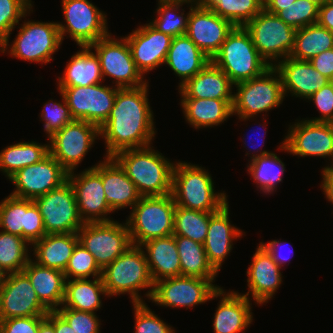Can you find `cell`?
<instances>
[{
	"instance_id": "obj_1",
	"label": "cell",
	"mask_w": 333,
	"mask_h": 333,
	"mask_svg": "<svg viewBox=\"0 0 333 333\" xmlns=\"http://www.w3.org/2000/svg\"><path fill=\"white\" fill-rule=\"evenodd\" d=\"M148 84L117 91L108 119L99 129L100 137L105 139V157H113L122 150L152 144L156 128L147 94Z\"/></svg>"
},
{
	"instance_id": "obj_2",
	"label": "cell",
	"mask_w": 333,
	"mask_h": 333,
	"mask_svg": "<svg viewBox=\"0 0 333 333\" xmlns=\"http://www.w3.org/2000/svg\"><path fill=\"white\" fill-rule=\"evenodd\" d=\"M113 158L125 170L142 197L171 194L175 163L153 146L122 150Z\"/></svg>"
},
{
	"instance_id": "obj_3",
	"label": "cell",
	"mask_w": 333,
	"mask_h": 333,
	"mask_svg": "<svg viewBox=\"0 0 333 333\" xmlns=\"http://www.w3.org/2000/svg\"><path fill=\"white\" fill-rule=\"evenodd\" d=\"M214 189L211 174L204 167L183 161L174 165L171 194L177 206L215 213L228 203V196Z\"/></svg>"
},
{
	"instance_id": "obj_4",
	"label": "cell",
	"mask_w": 333,
	"mask_h": 333,
	"mask_svg": "<svg viewBox=\"0 0 333 333\" xmlns=\"http://www.w3.org/2000/svg\"><path fill=\"white\" fill-rule=\"evenodd\" d=\"M101 277L108 297L128 293L132 304L143 303L139 290L149 288L145 297L151 299L154 283L140 246L132 245L102 270Z\"/></svg>"
},
{
	"instance_id": "obj_5",
	"label": "cell",
	"mask_w": 333,
	"mask_h": 333,
	"mask_svg": "<svg viewBox=\"0 0 333 333\" xmlns=\"http://www.w3.org/2000/svg\"><path fill=\"white\" fill-rule=\"evenodd\" d=\"M211 61L234 85L258 77L271 67L259 54L244 27H234Z\"/></svg>"
},
{
	"instance_id": "obj_6",
	"label": "cell",
	"mask_w": 333,
	"mask_h": 333,
	"mask_svg": "<svg viewBox=\"0 0 333 333\" xmlns=\"http://www.w3.org/2000/svg\"><path fill=\"white\" fill-rule=\"evenodd\" d=\"M175 207L172 194L141 197L126 220L132 245L173 235Z\"/></svg>"
},
{
	"instance_id": "obj_7",
	"label": "cell",
	"mask_w": 333,
	"mask_h": 333,
	"mask_svg": "<svg viewBox=\"0 0 333 333\" xmlns=\"http://www.w3.org/2000/svg\"><path fill=\"white\" fill-rule=\"evenodd\" d=\"M235 87L232 114L243 121L279 107L285 99L282 78L274 66L258 77L235 84Z\"/></svg>"
},
{
	"instance_id": "obj_8",
	"label": "cell",
	"mask_w": 333,
	"mask_h": 333,
	"mask_svg": "<svg viewBox=\"0 0 333 333\" xmlns=\"http://www.w3.org/2000/svg\"><path fill=\"white\" fill-rule=\"evenodd\" d=\"M13 44H0V52L8 53L14 58L42 64H48L54 58L62 44L57 22L24 21ZM6 51V52H5Z\"/></svg>"
},
{
	"instance_id": "obj_9",
	"label": "cell",
	"mask_w": 333,
	"mask_h": 333,
	"mask_svg": "<svg viewBox=\"0 0 333 333\" xmlns=\"http://www.w3.org/2000/svg\"><path fill=\"white\" fill-rule=\"evenodd\" d=\"M243 27L259 54L270 66H275L278 61L290 56L296 29L284 23L278 16L263 9Z\"/></svg>"
},
{
	"instance_id": "obj_10",
	"label": "cell",
	"mask_w": 333,
	"mask_h": 333,
	"mask_svg": "<svg viewBox=\"0 0 333 333\" xmlns=\"http://www.w3.org/2000/svg\"><path fill=\"white\" fill-rule=\"evenodd\" d=\"M111 37L109 33L89 46L99 57L103 80L105 76L113 78L115 87L120 89L137 88L147 84L148 80L144 79L136 67L126 38Z\"/></svg>"
},
{
	"instance_id": "obj_11",
	"label": "cell",
	"mask_w": 333,
	"mask_h": 333,
	"mask_svg": "<svg viewBox=\"0 0 333 333\" xmlns=\"http://www.w3.org/2000/svg\"><path fill=\"white\" fill-rule=\"evenodd\" d=\"M62 12L66 25L57 22L63 41L69 34L78 46L86 47L106 37L107 16L89 0H62Z\"/></svg>"
},
{
	"instance_id": "obj_12",
	"label": "cell",
	"mask_w": 333,
	"mask_h": 333,
	"mask_svg": "<svg viewBox=\"0 0 333 333\" xmlns=\"http://www.w3.org/2000/svg\"><path fill=\"white\" fill-rule=\"evenodd\" d=\"M77 235L102 270L132 246L126 222L84 223Z\"/></svg>"
},
{
	"instance_id": "obj_13",
	"label": "cell",
	"mask_w": 333,
	"mask_h": 333,
	"mask_svg": "<svg viewBox=\"0 0 333 333\" xmlns=\"http://www.w3.org/2000/svg\"><path fill=\"white\" fill-rule=\"evenodd\" d=\"M33 202L41 213L46 234L77 233L84 225L69 180L47 194L33 199Z\"/></svg>"
},
{
	"instance_id": "obj_14",
	"label": "cell",
	"mask_w": 333,
	"mask_h": 333,
	"mask_svg": "<svg viewBox=\"0 0 333 333\" xmlns=\"http://www.w3.org/2000/svg\"><path fill=\"white\" fill-rule=\"evenodd\" d=\"M215 280L198 277L177 276L154 283L151 301L159 306L186 309L217 299L218 289Z\"/></svg>"
},
{
	"instance_id": "obj_15",
	"label": "cell",
	"mask_w": 333,
	"mask_h": 333,
	"mask_svg": "<svg viewBox=\"0 0 333 333\" xmlns=\"http://www.w3.org/2000/svg\"><path fill=\"white\" fill-rule=\"evenodd\" d=\"M99 136L96 125L83 120H73L48 138L49 153L68 173L73 172Z\"/></svg>"
},
{
	"instance_id": "obj_16",
	"label": "cell",
	"mask_w": 333,
	"mask_h": 333,
	"mask_svg": "<svg viewBox=\"0 0 333 333\" xmlns=\"http://www.w3.org/2000/svg\"><path fill=\"white\" fill-rule=\"evenodd\" d=\"M102 84L57 87L62 91L74 120L87 121L99 129L107 121L120 88Z\"/></svg>"
},
{
	"instance_id": "obj_17",
	"label": "cell",
	"mask_w": 333,
	"mask_h": 333,
	"mask_svg": "<svg viewBox=\"0 0 333 333\" xmlns=\"http://www.w3.org/2000/svg\"><path fill=\"white\" fill-rule=\"evenodd\" d=\"M278 149L299 157H332L333 162V123L298 120L289 127ZM331 164L325 168L333 167Z\"/></svg>"
},
{
	"instance_id": "obj_18",
	"label": "cell",
	"mask_w": 333,
	"mask_h": 333,
	"mask_svg": "<svg viewBox=\"0 0 333 333\" xmlns=\"http://www.w3.org/2000/svg\"><path fill=\"white\" fill-rule=\"evenodd\" d=\"M9 180L16 187L11 195L33 200L60 187L68 180V172L49 153L41 161L18 170Z\"/></svg>"
},
{
	"instance_id": "obj_19",
	"label": "cell",
	"mask_w": 333,
	"mask_h": 333,
	"mask_svg": "<svg viewBox=\"0 0 333 333\" xmlns=\"http://www.w3.org/2000/svg\"><path fill=\"white\" fill-rule=\"evenodd\" d=\"M48 312L49 310L40 302L29 278L23 272L5 275L0 285V320L46 316Z\"/></svg>"
},
{
	"instance_id": "obj_20",
	"label": "cell",
	"mask_w": 333,
	"mask_h": 333,
	"mask_svg": "<svg viewBox=\"0 0 333 333\" xmlns=\"http://www.w3.org/2000/svg\"><path fill=\"white\" fill-rule=\"evenodd\" d=\"M189 10L185 34L212 59L235 26L203 3L190 4Z\"/></svg>"
},
{
	"instance_id": "obj_21",
	"label": "cell",
	"mask_w": 333,
	"mask_h": 333,
	"mask_svg": "<svg viewBox=\"0 0 333 333\" xmlns=\"http://www.w3.org/2000/svg\"><path fill=\"white\" fill-rule=\"evenodd\" d=\"M0 228L22 236L31 246L46 235L41 213L33 200L11 194L0 202Z\"/></svg>"
},
{
	"instance_id": "obj_22",
	"label": "cell",
	"mask_w": 333,
	"mask_h": 333,
	"mask_svg": "<svg viewBox=\"0 0 333 333\" xmlns=\"http://www.w3.org/2000/svg\"><path fill=\"white\" fill-rule=\"evenodd\" d=\"M68 173V180L75 192L78 212L84 223L110 222L107 214L112 213L103 188L101 176L92 168L79 174Z\"/></svg>"
},
{
	"instance_id": "obj_23",
	"label": "cell",
	"mask_w": 333,
	"mask_h": 333,
	"mask_svg": "<svg viewBox=\"0 0 333 333\" xmlns=\"http://www.w3.org/2000/svg\"><path fill=\"white\" fill-rule=\"evenodd\" d=\"M125 38L137 69L145 75L165 63L173 37L157 31L148 23L140 25Z\"/></svg>"
},
{
	"instance_id": "obj_24",
	"label": "cell",
	"mask_w": 333,
	"mask_h": 333,
	"mask_svg": "<svg viewBox=\"0 0 333 333\" xmlns=\"http://www.w3.org/2000/svg\"><path fill=\"white\" fill-rule=\"evenodd\" d=\"M281 269L283 268L273 260L271 254L260 243L246 271L249 290L242 295L248 299L251 295L258 305L268 303L283 282Z\"/></svg>"
},
{
	"instance_id": "obj_25",
	"label": "cell",
	"mask_w": 333,
	"mask_h": 333,
	"mask_svg": "<svg viewBox=\"0 0 333 333\" xmlns=\"http://www.w3.org/2000/svg\"><path fill=\"white\" fill-rule=\"evenodd\" d=\"M103 160L92 168L102 178L106 201L110 209L113 212L128 206L132 209L142 197L136 185L113 157H104Z\"/></svg>"
},
{
	"instance_id": "obj_26",
	"label": "cell",
	"mask_w": 333,
	"mask_h": 333,
	"mask_svg": "<svg viewBox=\"0 0 333 333\" xmlns=\"http://www.w3.org/2000/svg\"><path fill=\"white\" fill-rule=\"evenodd\" d=\"M281 75L284 96L306 100L331 81L317 71L309 61L287 57L274 66Z\"/></svg>"
},
{
	"instance_id": "obj_27",
	"label": "cell",
	"mask_w": 333,
	"mask_h": 333,
	"mask_svg": "<svg viewBox=\"0 0 333 333\" xmlns=\"http://www.w3.org/2000/svg\"><path fill=\"white\" fill-rule=\"evenodd\" d=\"M229 214L227 203L210 216L207 236L203 243L207 259L217 272L233 249V241L245 233L230 223Z\"/></svg>"
},
{
	"instance_id": "obj_28",
	"label": "cell",
	"mask_w": 333,
	"mask_h": 333,
	"mask_svg": "<svg viewBox=\"0 0 333 333\" xmlns=\"http://www.w3.org/2000/svg\"><path fill=\"white\" fill-rule=\"evenodd\" d=\"M219 305L214 313V333H240L253 322L252 303L241 293L218 289Z\"/></svg>"
},
{
	"instance_id": "obj_29",
	"label": "cell",
	"mask_w": 333,
	"mask_h": 333,
	"mask_svg": "<svg viewBox=\"0 0 333 333\" xmlns=\"http://www.w3.org/2000/svg\"><path fill=\"white\" fill-rule=\"evenodd\" d=\"M234 84L210 61L199 73L179 87L181 98L233 99Z\"/></svg>"
},
{
	"instance_id": "obj_30",
	"label": "cell",
	"mask_w": 333,
	"mask_h": 333,
	"mask_svg": "<svg viewBox=\"0 0 333 333\" xmlns=\"http://www.w3.org/2000/svg\"><path fill=\"white\" fill-rule=\"evenodd\" d=\"M22 272L49 311H56L62 306L66 281L63 271L41 266L31 258Z\"/></svg>"
},
{
	"instance_id": "obj_31",
	"label": "cell",
	"mask_w": 333,
	"mask_h": 333,
	"mask_svg": "<svg viewBox=\"0 0 333 333\" xmlns=\"http://www.w3.org/2000/svg\"><path fill=\"white\" fill-rule=\"evenodd\" d=\"M210 61L211 59L184 34L172 38L164 64L168 65L181 79L178 86L180 87L199 73Z\"/></svg>"
},
{
	"instance_id": "obj_32",
	"label": "cell",
	"mask_w": 333,
	"mask_h": 333,
	"mask_svg": "<svg viewBox=\"0 0 333 333\" xmlns=\"http://www.w3.org/2000/svg\"><path fill=\"white\" fill-rule=\"evenodd\" d=\"M153 283L171 277L181 276L180 257L174 234L143 243Z\"/></svg>"
},
{
	"instance_id": "obj_33",
	"label": "cell",
	"mask_w": 333,
	"mask_h": 333,
	"mask_svg": "<svg viewBox=\"0 0 333 333\" xmlns=\"http://www.w3.org/2000/svg\"><path fill=\"white\" fill-rule=\"evenodd\" d=\"M180 103L186 122L195 129L218 126L233 116V99L181 98Z\"/></svg>"
},
{
	"instance_id": "obj_34",
	"label": "cell",
	"mask_w": 333,
	"mask_h": 333,
	"mask_svg": "<svg viewBox=\"0 0 333 333\" xmlns=\"http://www.w3.org/2000/svg\"><path fill=\"white\" fill-rule=\"evenodd\" d=\"M78 242L77 233L46 234L32 245L34 261L64 272Z\"/></svg>"
},
{
	"instance_id": "obj_35",
	"label": "cell",
	"mask_w": 333,
	"mask_h": 333,
	"mask_svg": "<svg viewBox=\"0 0 333 333\" xmlns=\"http://www.w3.org/2000/svg\"><path fill=\"white\" fill-rule=\"evenodd\" d=\"M80 49L67 62L63 76L58 77V87H83L104 81L99 57L89 46Z\"/></svg>"
},
{
	"instance_id": "obj_36",
	"label": "cell",
	"mask_w": 333,
	"mask_h": 333,
	"mask_svg": "<svg viewBox=\"0 0 333 333\" xmlns=\"http://www.w3.org/2000/svg\"><path fill=\"white\" fill-rule=\"evenodd\" d=\"M101 295L108 296L102 277L66 280L60 308L96 313L102 307Z\"/></svg>"
},
{
	"instance_id": "obj_37",
	"label": "cell",
	"mask_w": 333,
	"mask_h": 333,
	"mask_svg": "<svg viewBox=\"0 0 333 333\" xmlns=\"http://www.w3.org/2000/svg\"><path fill=\"white\" fill-rule=\"evenodd\" d=\"M180 257L181 276L215 280L218 272L207 259L203 244L184 236H174Z\"/></svg>"
},
{
	"instance_id": "obj_38",
	"label": "cell",
	"mask_w": 333,
	"mask_h": 333,
	"mask_svg": "<svg viewBox=\"0 0 333 333\" xmlns=\"http://www.w3.org/2000/svg\"><path fill=\"white\" fill-rule=\"evenodd\" d=\"M48 154L49 144L18 142L0 152V170L9 179L18 170L41 161Z\"/></svg>"
},
{
	"instance_id": "obj_39",
	"label": "cell",
	"mask_w": 333,
	"mask_h": 333,
	"mask_svg": "<svg viewBox=\"0 0 333 333\" xmlns=\"http://www.w3.org/2000/svg\"><path fill=\"white\" fill-rule=\"evenodd\" d=\"M333 48V32L318 23L296 30L291 58L309 61L323 51Z\"/></svg>"
},
{
	"instance_id": "obj_40",
	"label": "cell",
	"mask_w": 333,
	"mask_h": 333,
	"mask_svg": "<svg viewBox=\"0 0 333 333\" xmlns=\"http://www.w3.org/2000/svg\"><path fill=\"white\" fill-rule=\"evenodd\" d=\"M247 172L253 177V181L264 194H273L278 184L283 179L285 164L272 152L262 155L248 162ZM275 189V190H274Z\"/></svg>"
},
{
	"instance_id": "obj_41",
	"label": "cell",
	"mask_w": 333,
	"mask_h": 333,
	"mask_svg": "<svg viewBox=\"0 0 333 333\" xmlns=\"http://www.w3.org/2000/svg\"><path fill=\"white\" fill-rule=\"evenodd\" d=\"M202 3L235 27H243L264 9V0H203Z\"/></svg>"
},
{
	"instance_id": "obj_42",
	"label": "cell",
	"mask_w": 333,
	"mask_h": 333,
	"mask_svg": "<svg viewBox=\"0 0 333 333\" xmlns=\"http://www.w3.org/2000/svg\"><path fill=\"white\" fill-rule=\"evenodd\" d=\"M27 243L22 236L0 231V269L5 275L26 267L31 259Z\"/></svg>"
},
{
	"instance_id": "obj_43",
	"label": "cell",
	"mask_w": 333,
	"mask_h": 333,
	"mask_svg": "<svg viewBox=\"0 0 333 333\" xmlns=\"http://www.w3.org/2000/svg\"><path fill=\"white\" fill-rule=\"evenodd\" d=\"M213 213L187 209L176 205L174 213V236H184L203 244L207 236L210 216Z\"/></svg>"
},
{
	"instance_id": "obj_44",
	"label": "cell",
	"mask_w": 333,
	"mask_h": 333,
	"mask_svg": "<svg viewBox=\"0 0 333 333\" xmlns=\"http://www.w3.org/2000/svg\"><path fill=\"white\" fill-rule=\"evenodd\" d=\"M183 4L181 2L158 1L156 12L158 17L150 21L149 24L157 31L173 38L184 35L187 30L189 12L185 15L184 9H182L183 12L180 11Z\"/></svg>"
},
{
	"instance_id": "obj_45",
	"label": "cell",
	"mask_w": 333,
	"mask_h": 333,
	"mask_svg": "<svg viewBox=\"0 0 333 333\" xmlns=\"http://www.w3.org/2000/svg\"><path fill=\"white\" fill-rule=\"evenodd\" d=\"M31 3L32 0H0V44L9 43L15 26L33 11Z\"/></svg>"
},
{
	"instance_id": "obj_46",
	"label": "cell",
	"mask_w": 333,
	"mask_h": 333,
	"mask_svg": "<svg viewBox=\"0 0 333 333\" xmlns=\"http://www.w3.org/2000/svg\"><path fill=\"white\" fill-rule=\"evenodd\" d=\"M101 275L102 269L97 265L93 255L78 242L64 271L65 279H86L90 276L96 278Z\"/></svg>"
},
{
	"instance_id": "obj_47",
	"label": "cell",
	"mask_w": 333,
	"mask_h": 333,
	"mask_svg": "<svg viewBox=\"0 0 333 333\" xmlns=\"http://www.w3.org/2000/svg\"><path fill=\"white\" fill-rule=\"evenodd\" d=\"M319 6L309 0H297L287 8L280 10L278 16L294 29H301L318 21Z\"/></svg>"
},
{
	"instance_id": "obj_48",
	"label": "cell",
	"mask_w": 333,
	"mask_h": 333,
	"mask_svg": "<svg viewBox=\"0 0 333 333\" xmlns=\"http://www.w3.org/2000/svg\"><path fill=\"white\" fill-rule=\"evenodd\" d=\"M58 90L63 103L51 99L44 104V109H42V112L40 113V117L42 118L41 121H44V131L46 132V135L48 134V138L74 120L70 114L68 104L62 91L60 89Z\"/></svg>"
},
{
	"instance_id": "obj_49",
	"label": "cell",
	"mask_w": 333,
	"mask_h": 333,
	"mask_svg": "<svg viewBox=\"0 0 333 333\" xmlns=\"http://www.w3.org/2000/svg\"><path fill=\"white\" fill-rule=\"evenodd\" d=\"M135 317L134 333H175L173 327L161 320L154 311L143 303H133Z\"/></svg>"
},
{
	"instance_id": "obj_50",
	"label": "cell",
	"mask_w": 333,
	"mask_h": 333,
	"mask_svg": "<svg viewBox=\"0 0 333 333\" xmlns=\"http://www.w3.org/2000/svg\"><path fill=\"white\" fill-rule=\"evenodd\" d=\"M72 327L75 333H100V320L95 313L71 308L56 310Z\"/></svg>"
},
{
	"instance_id": "obj_51",
	"label": "cell",
	"mask_w": 333,
	"mask_h": 333,
	"mask_svg": "<svg viewBox=\"0 0 333 333\" xmlns=\"http://www.w3.org/2000/svg\"><path fill=\"white\" fill-rule=\"evenodd\" d=\"M310 102L313 101L318 108L320 117L307 119L313 122H330L333 123V81L322 87L320 90L307 98Z\"/></svg>"
},
{
	"instance_id": "obj_52",
	"label": "cell",
	"mask_w": 333,
	"mask_h": 333,
	"mask_svg": "<svg viewBox=\"0 0 333 333\" xmlns=\"http://www.w3.org/2000/svg\"><path fill=\"white\" fill-rule=\"evenodd\" d=\"M46 316L15 317L0 320L1 333H39L40 323Z\"/></svg>"
},
{
	"instance_id": "obj_53",
	"label": "cell",
	"mask_w": 333,
	"mask_h": 333,
	"mask_svg": "<svg viewBox=\"0 0 333 333\" xmlns=\"http://www.w3.org/2000/svg\"><path fill=\"white\" fill-rule=\"evenodd\" d=\"M309 62L323 76L333 81V48L314 56Z\"/></svg>"
},
{
	"instance_id": "obj_54",
	"label": "cell",
	"mask_w": 333,
	"mask_h": 333,
	"mask_svg": "<svg viewBox=\"0 0 333 333\" xmlns=\"http://www.w3.org/2000/svg\"><path fill=\"white\" fill-rule=\"evenodd\" d=\"M317 23L333 32V0L327 1L319 7Z\"/></svg>"
},
{
	"instance_id": "obj_55",
	"label": "cell",
	"mask_w": 333,
	"mask_h": 333,
	"mask_svg": "<svg viewBox=\"0 0 333 333\" xmlns=\"http://www.w3.org/2000/svg\"><path fill=\"white\" fill-rule=\"evenodd\" d=\"M264 248L271 254L273 260L282 268L283 264L288 263L290 257H286L285 255H281L280 253V247L285 246V244L282 243L280 240H272L270 242L263 243L260 242ZM287 245V243H286ZM279 249V250H278ZM293 250V249H292Z\"/></svg>"
},
{
	"instance_id": "obj_56",
	"label": "cell",
	"mask_w": 333,
	"mask_h": 333,
	"mask_svg": "<svg viewBox=\"0 0 333 333\" xmlns=\"http://www.w3.org/2000/svg\"><path fill=\"white\" fill-rule=\"evenodd\" d=\"M46 318L54 325L55 333H75L72 327L57 311H49Z\"/></svg>"
},
{
	"instance_id": "obj_57",
	"label": "cell",
	"mask_w": 333,
	"mask_h": 333,
	"mask_svg": "<svg viewBox=\"0 0 333 333\" xmlns=\"http://www.w3.org/2000/svg\"><path fill=\"white\" fill-rule=\"evenodd\" d=\"M322 183L320 184L327 201L333 204V167L322 169Z\"/></svg>"
},
{
	"instance_id": "obj_58",
	"label": "cell",
	"mask_w": 333,
	"mask_h": 333,
	"mask_svg": "<svg viewBox=\"0 0 333 333\" xmlns=\"http://www.w3.org/2000/svg\"><path fill=\"white\" fill-rule=\"evenodd\" d=\"M297 0H264V9L270 13L276 15L280 10L287 8Z\"/></svg>"
},
{
	"instance_id": "obj_59",
	"label": "cell",
	"mask_w": 333,
	"mask_h": 333,
	"mask_svg": "<svg viewBox=\"0 0 333 333\" xmlns=\"http://www.w3.org/2000/svg\"><path fill=\"white\" fill-rule=\"evenodd\" d=\"M39 333H55L54 325L47 318H45L40 323Z\"/></svg>"
},
{
	"instance_id": "obj_60",
	"label": "cell",
	"mask_w": 333,
	"mask_h": 333,
	"mask_svg": "<svg viewBox=\"0 0 333 333\" xmlns=\"http://www.w3.org/2000/svg\"><path fill=\"white\" fill-rule=\"evenodd\" d=\"M253 131H254V129H253ZM264 133L266 134V132H264ZM260 138L262 139V136H261ZM249 142H250V141H249ZM246 143H248V142H246V140H245V143H244V144H246ZM262 143H264V142H262ZM249 146H250V145H249ZM256 146H257V145H256ZM253 147H254V148H252V147H251V148H252V149H255V145H253ZM256 150H257V151H255L256 154H251V155H253V156L250 157V160H253V159H255V158H258V157H260V156H262V155H266V154L272 153L271 151L268 152L267 150H266V151H265V150H263V151L261 150V151H260V149H258V148H257ZM250 151H251V149H249L248 152H250ZM259 152H260V153H259Z\"/></svg>"
},
{
	"instance_id": "obj_61",
	"label": "cell",
	"mask_w": 333,
	"mask_h": 333,
	"mask_svg": "<svg viewBox=\"0 0 333 333\" xmlns=\"http://www.w3.org/2000/svg\"><path fill=\"white\" fill-rule=\"evenodd\" d=\"M158 1H162V2H181V3H185V4H191V5H196L201 3V0H158Z\"/></svg>"
},
{
	"instance_id": "obj_62",
	"label": "cell",
	"mask_w": 333,
	"mask_h": 333,
	"mask_svg": "<svg viewBox=\"0 0 333 333\" xmlns=\"http://www.w3.org/2000/svg\"><path fill=\"white\" fill-rule=\"evenodd\" d=\"M309 1L317 4L320 7L321 5H324L329 0H309Z\"/></svg>"
},
{
	"instance_id": "obj_63",
	"label": "cell",
	"mask_w": 333,
	"mask_h": 333,
	"mask_svg": "<svg viewBox=\"0 0 333 333\" xmlns=\"http://www.w3.org/2000/svg\"><path fill=\"white\" fill-rule=\"evenodd\" d=\"M4 278H5V274H4L3 271L0 269V285L2 284Z\"/></svg>"
}]
</instances>
